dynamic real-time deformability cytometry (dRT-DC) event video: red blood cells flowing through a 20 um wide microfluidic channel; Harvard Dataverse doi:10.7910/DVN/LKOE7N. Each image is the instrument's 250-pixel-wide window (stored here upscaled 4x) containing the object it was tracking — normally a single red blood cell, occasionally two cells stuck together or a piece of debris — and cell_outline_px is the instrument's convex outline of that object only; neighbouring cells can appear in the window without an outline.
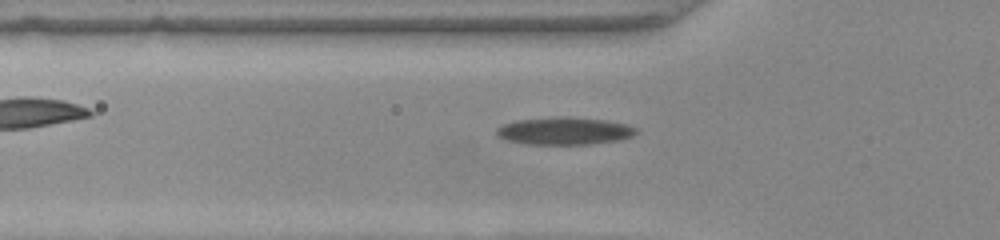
{"species": "common noctule bat (a hibernating species)", "species_latin": "Nyctalus noctula", "temperature_condition": "warm", "stored_images_in_passage": 33, "camera_frame_rate_fps": 3000, "um_per_image_px": 0.085, "animal": {"sex": "female", "body_mass_g": 22.0, "forearm_length_mm": 56.7}, "frame": {"image": 1, "passage_image": 3, "time_ms": 0.667, "image_size_px": [1000, 240], "cell_outline_px": [[640, 132], [632, 136], [616, 140], [592, 144], [528, 144], [508, 140], [496, 136], [496, 128], [504, 124], [516, 120], [556, 116], [568, 116], [604, 120], [628, 124], [636, 128]], "centroid_in_image_um": [47.98, 11.12], "position_along_channel_um": 77.8, "area_um2": 22.48}}
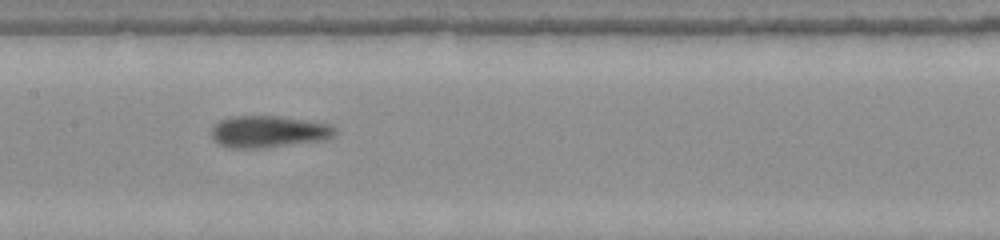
{"frame": {"image": 2, "passage_image": 11, "time_ms": 3.333, "image_size_px": [1000, 240], "cell_outline_px": [[336, 132], [332, 136], [324, 140], [264, 148], [228, 148], [212, 140], [212, 128], [220, 120], [236, 116], [280, 116], [332, 124], [336, 128]], "centroid_in_image_um": [22.84, 11.19], "position_along_channel_um": 184.6, "area_um2": 23.0}}
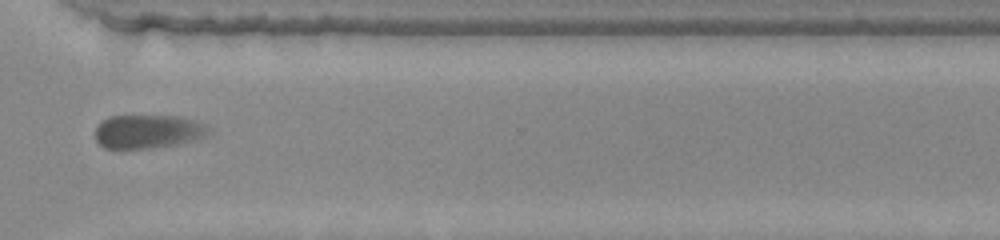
{"frame": {"image": 3, "passage_image": 24, "time_ms": 7.667, "image_size_px": [1000, 240], "cell_outline_px": [[208, 136], [176, 144], [148, 148], [104, 148], [96, 140], [96, 128], [100, 120], [108, 116], [176, 116], [196, 120], [204, 124], [208, 128]], "centroid_in_image_um": [12.55, 11.16], "position_along_channel_um": 358.1, "area_um2": 22.14}, "authors_computed_cell_mechanics": {"area_um2": 22.5998, "velocity_mm_per_s": 3.9991, "shape_relaxation_time_tau1_ms": 2.5279, "shape_relaxation_time_tau2_ms": 1.0936, "deformation_change_tau1": 0.1078, "deformation_change_tau2": 0.0589}}